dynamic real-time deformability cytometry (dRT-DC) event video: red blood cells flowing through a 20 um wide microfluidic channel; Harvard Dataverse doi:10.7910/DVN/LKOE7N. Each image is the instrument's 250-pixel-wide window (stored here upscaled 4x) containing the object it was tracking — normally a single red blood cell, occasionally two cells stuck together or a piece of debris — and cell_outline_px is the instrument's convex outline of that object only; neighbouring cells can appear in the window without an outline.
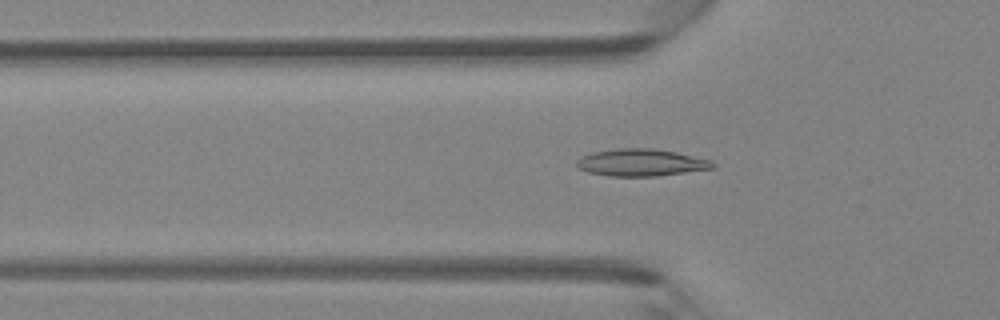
{"species": "Egyptian fruit bat (a non-hibernating species)", "species_latin": "Rousettus aegyptiacus", "temperature_condition": "room temperature", "stored_images_in_passage": 44, "camera_frame_rate_fps": 3000, "um_per_image_px": 0.085, "animal": {"sex": "female"}, "frame": {"image": 1, "passage_image": 14, "time_ms": 4.333, "image_size_px": [1000, 320], "cell_outline_px": [[716, 168], [656, 176], [608, 176], [588, 172], [580, 168], [576, 164], [576, 160], [592, 152], [620, 148], [652, 148], [676, 152], [712, 160], [716, 164]], "centroid_in_image_um": [54.53, 13.82], "position_along_channel_um": 71.3, "area_um2": 21.5}}
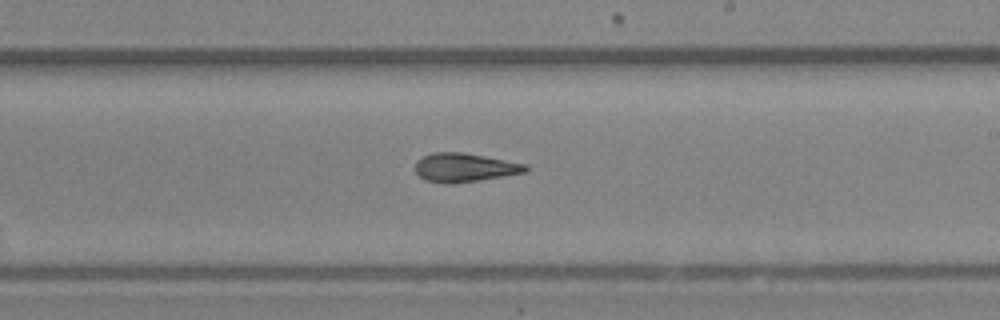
{"frame": {"image": 2, "passage_image": 26, "time_ms": 8.333, "image_size_px": [1000, 320], "cell_outline_px": [[528, 172], [504, 176], [476, 180], [424, 180], [416, 172], [416, 160], [432, 152], [464, 152], [528, 164]], "centroid_in_image_um": [39.56, 14.18], "position_along_channel_um": 249.4, "area_um2": 17.74}}
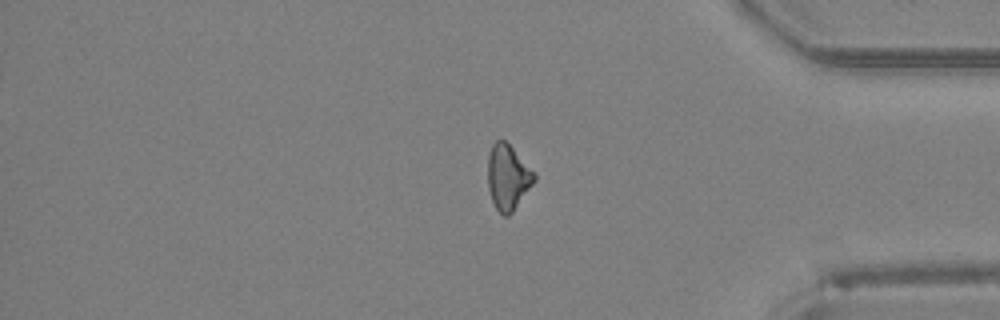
{"frame": {"image": 3, "passage_image": 37, "time_ms": 12.0, "image_size_px": [1000, 320], "cell_outline_px": [[536, 180], [512, 212], [508, 216], [504, 216], [496, 208], [492, 200], [488, 188], [488, 156], [492, 144], [496, 140], [504, 140], [536, 172]], "centroid_in_image_um": [43.18, 15.06], "position_along_channel_um": 392.0, "area_um2": 17.57}}